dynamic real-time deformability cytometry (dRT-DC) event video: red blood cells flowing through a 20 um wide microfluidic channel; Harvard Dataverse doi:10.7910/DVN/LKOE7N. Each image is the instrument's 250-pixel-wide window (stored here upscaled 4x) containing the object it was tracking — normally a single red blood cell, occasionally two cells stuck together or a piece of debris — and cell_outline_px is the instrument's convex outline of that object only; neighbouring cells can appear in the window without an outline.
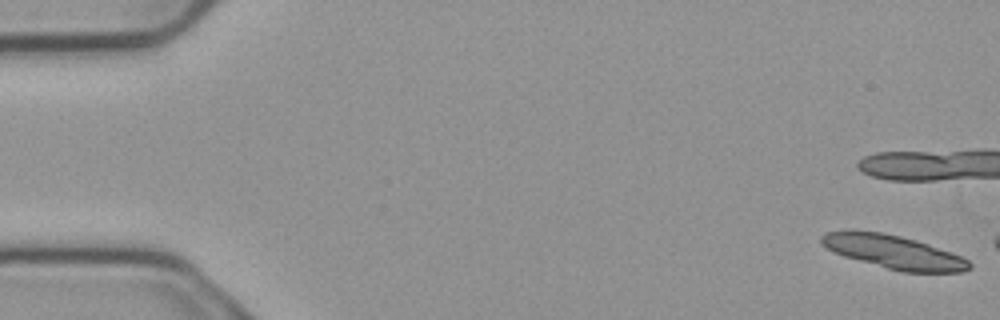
{"species": "common noctule bat (a hibernating species)", "species_latin": "Nyctalus noctula", "temperature_condition": "cold", "stored_images_in_passage": 3, "camera_frame_rate_fps": 3000, "um_per_image_px": 0.085, "animal": {"sex": "male", "body_mass_g": 23.1, "forearm_length_mm": 52.7}, "frame": {"image": 1, "passage_image": 1, "time_ms": 0.0, "image_size_px": [1000, 320], "cell_outline_px": [[972, 268], [964, 272], [900, 272], [844, 256], [832, 252], [820, 244], [820, 236], [824, 232], [852, 228], [880, 232], [900, 236], [916, 240], [928, 244], [960, 256], [968, 260], [972, 264]], "centroid_in_image_um": [75.87, 21.39], "position_along_channel_um": 9.1, "area_um2": 29.3}}